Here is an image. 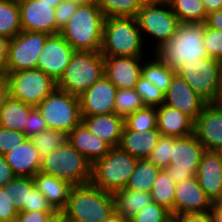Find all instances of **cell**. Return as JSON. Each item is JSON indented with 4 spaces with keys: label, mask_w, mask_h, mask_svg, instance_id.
<instances>
[{
    "label": "cell",
    "mask_w": 222,
    "mask_h": 222,
    "mask_svg": "<svg viewBox=\"0 0 222 222\" xmlns=\"http://www.w3.org/2000/svg\"><path fill=\"white\" fill-rule=\"evenodd\" d=\"M67 141L92 165L111 149L106 142L92 134L82 121L67 135Z\"/></svg>",
    "instance_id": "603a6c76"
},
{
    "label": "cell",
    "mask_w": 222,
    "mask_h": 222,
    "mask_svg": "<svg viewBox=\"0 0 222 222\" xmlns=\"http://www.w3.org/2000/svg\"><path fill=\"white\" fill-rule=\"evenodd\" d=\"M4 156L16 176L34 177L40 172L42 158L30 138Z\"/></svg>",
    "instance_id": "7402d4cb"
},
{
    "label": "cell",
    "mask_w": 222,
    "mask_h": 222,
    "mask_svg": "<svg viewBox=\"0 0 222 222\" xmlns=\"http://www.w3.org/2000/svg\"><path fill=\"white\" fill-rule=\"evenodd\" d=\"M18 211L13 205L12 198L4 187L0 186V222H14Z\"/></svg>",
    "instance_id": "7dc6e473"
},
{
    "label": "cell",
    "mask_w": 222,
    "mask_h": 222,
    "mask_svg": "<svg viewBox=\"0 0 222 222\" xmlns=\"http://www.w3.org/2000/svg\"><path fill=\"white\" fill-rule=\"evenodd\" d=\"M32 211H56L48 202V200L43 196V194L35 188L34 190H29L28 205L24 206L22 212H32Z\"/></svg>",
    "instance_id": "c3c4849f"
},
{
    "label": "cell",
    "mask_w": 222,
    "mask_h": 222,
    "mask_svg": "<svg viewBox=\"0 0 222 222\" xmlns=\"http://www.w3.org/2000/svg\"><path fill=\"white\" fill-rule=\"evenodd\" d=\"M151 55L150 58L148 57V60L145 58L142 64L141 75L165 94L176 74V70L163 63L154 53Z\"/></svg>",
    "instance_id": "f546056e"
},
{
    "label": "cell",
    "mask_w": 222,
    "mask_h": 222,
    "mask_svg": "<svg viewBox=\"0 0 222 222\" xmlns=\"http://www.w3.org/2000/svg\"><path fill=\"white\" fill-rule=\"evenodd\" d=\"M63 0H18L22 31L56 34V7Z\"/></svg>",
    "instance_id": "5bb4252c"
},
{
    "label": "cell",
    "mask_w": 222,
    "mask_h": 222,
    "mask_svg": "<svg viewBox=\"0 0 222 222\" xmlns=\"http://www.w3.org/2000/svg\"><path fill=\"white\" fill-rule=\"evenodd\" d=\"M214 104L222 109V83H221V86H220V89H219V93H218V96H217V99L215 100Z\"/></svg>",
    "instance_id": "94428289"
},
{
    "label": "cell",
    "mask_w": 222,
    "mask_h": 222,
    "mask_svg": "<svg viewBox=\"0 0 222 222\" xmlns=\"http://www.w3.org/2000/svg\"><path fill=\"white\" fill-rule=\"evenodd\" d=\"M9 38L0 35V75H7Z\"/></svg>",
    "instance_id": "f5cc1de1"
},
{
    "label": "cell",
    "mask_w": 222,
    "mask_h": 222,
    "mask_svg": "<svg viewBox=\"0 0 222 222\" xmlns=\"http://www.w3.org/2000/svg\"><path fill=\"white\" fill-rule=\"evenodd\" d=\"M208 13L222 9V0H201Z\"/></svg>",
    "instance_id": "6f0895ef"
},
{
    "label": "cell",
    "mask_w": 222,
    "mask_h": 222,
    "mask_svg": "<svg viewBox=\"0 0 222 222\" xmlns=\"http://www.w3.org/2000/svg\"><path fill=\"white\" fill-rule=\"evenodd\" d=\"M137 161L120 147L111 148L92 165L91 183L104 192L114 194L126 187Z\"/></svg>",
    "instance_id": "52a82bcc"
},
{
    "label": "cell",
    "mask_w": 222,
    "mask_h": 222,
    "mask_svg": "<svg viewBox=\"0 0 222 222\" xmlns=\"http://www.w3.org/2000/svg\"><path fill=\"white\" fill-rule=\"evenodd\" d=\"M10 97L37 107L57 88V83L40 69L7 72Z\"/></svg>",
    "instance_id": "8fae6325"
},
{
    "label": "cell",
    "mask_w": 222,
    "mask_h": 222,
    "mask_svg": "<svg viewBox=\"0 0 222 222\" xmlns=\"http://www.w3.org/2000/svg\"><path fill=\"white\" fill-rule=\"evenodd\" d=\"M62 221V211H55L50 214L45 222H61Z\"/></svg>",
    "instance_id": "91938a15"
},
{
    "label": "cell",
    "mask_w": 222,
    "mask_h": 222,
    "mask_svg": "<svg viewBox=\"0 0 222 222\" xmlns=\"http://www.w3.org/2000/svg\"><path fill=\"white\" fill-rule=\"evenodd\" d=\"M67 1L73 2L77 5H84V4L95 2V0H67Z\"/></svg>",
    "instance_id": "6125c7cd"
},
{
    "label": "cell",
    "mask_w": 222,
    "mask_h": 222,
    "mask_svg": "<svg viewBox=\"0 0 222 222\" xmlns=\"http://www.w3.org/2000/svg\"><path fill=\"white\" fill-rule=\"evenodd\" d=\"M16 175L12 168L6 162L5 156L0 154V186L4 187L12 181Z\"/></svg>",
    "instance_id": "816d5d0a"
},
{
    "label": "cell",
    "mask_w": 222,
    "mask_h": 222,
    "mask_svg": "<svg viewBox=\"0 0 222 222\" xmlns=\"http://www.w3.org/2000/svg\"><path fill=\"white\" fill-rule=\"evenodd\" d=\"M204 23H180L176 33L153 53L177 70L187 62L208 57L204 44Z\"/></svg>",
    "instance_id": "3957f363"
},
{
    "label": "cell",
    "mask_w": 222,
    "mask_h": 222,
    "mask_svg": "<svg viewBox=\"0 0 222 222\" xmlns=\"http://www.w3.org/2000/svg\"><path fill=\"white\" fill-rule=\"evenodd\" d=\"M55 211L18 212L14 222H45Z\"/></svg>",
    "instance_id": "681fc988"
},
{
    "label": "cell",
    "mask_w": 222,
    "mask_h": 222,
    "mask_svg": "<svg viewBox=\"0 0 222 222\" xmlns=\"http://www.w3.org/2000/svg\"><path fill=\"white\" fill-rule=\"evenodd\" d=\"M157 129L161 135L183 138L194 132V121L180 110L161 104L157 107Z\"/></svg>",
    "instance_id": "d4e9b609"
},
{
    "label": "cell",
    "mask_w": 222,
    "mask_h": 222,
    "mask_svg": "<svg viewBox=\"0 0 222 222\" xmlns=\"http://www.w3.org/2000/svg\"><path fill=\"white\" fill-rule=\"evenodd\" d=\"M30 139L37 148L40 157L44 158L67 142V134L61 130L47 129Z\"/></svg>",
    "instance_id": "8d00e7d4"
},
{
    "label": "cell",
    "mask_w": 222,
    "mask_h": 222,
    "mask_svg": "<svg viewBox=\"0 0 222 222\" xmlns=\"http://www.w3.org/2000/svg\"><path fill=\"white\" fill-rule=\"evenodd\" d=\"M104 75V56L100 52L75 51L57 88L76 97Z\"/></svg>",
    "instance_id": "8992f818"
},
{
    "label": "cell",
    "mask_w": 222,
    "mask_h": 222,
    "mask_svg": "<svg viewBox=\"0 0 222 222\" xmlns=\"http://www.w3.org/2000/svg\"><path fill=\"white\" fill-rule=\"evenodd\" d=\"M74 53L75 50L60 34L50 35L40 53L37 69L43 71L57 83Z\"/></svg>",
    "instance_id": "9a60e30c"
},
{
    "label": "cell",
    "mask_w": 222,
    "mask_h": 222,
    "mask_svg": "<svg viewBox=\"0 0 222 222\" xmlns=\"http://www.w3.org/2000/svg\"><path fill=\"white\" fill-rule=\"evenodd\" d=\"M145 1H167V0H145Z\"/></svg>",
    "instance_id": "03108f58"
},
{
    "label": "cell",
    "mask_w": 222,
    "mask_h": 222,
    "mask_svg": "<svg viewBox=\"0 0 222 222\" xmlns=\"http://www.w3.org/2000/svg\"><path fill=\"white\" fill-rule=\"evenodd\" d=\"M203 44L207 56L222 63V31L204 25Z\"/></svg>",
    "instance_id": "7bdbcfd3"
},
{
    "label": "cell",
    "mask_w": 222,
    "mask_h": 222,
    "mask_svg": "<svg viewBox=\"0 0 222 222\" xmlns=\"http://www.w3.org/2000/svg\"><path fill=\"white\" fill-rule=\"evenodd\" d=\"M115 211L126 220L132 218L140 210L152 202L150 193L122 189L113 194Z\"/></svg>",
    "instance_id": "83f0119b"
},
{
    "label": "cell",
    "mask_w": 222,
    "mask_h": 222,
    "mask_svg": "<svg viewBox=\"0 0 222 222\" xmlns=\"http://www.w3.org/2000/svg\"><path fill=\"white\" fill-rule=\"evenodd\" d=\"M193 134L207 151L222 147V109L214 103L207 104L194 121Z\"/></svg>",
    "instance_id": "d6986e66"
},
{
    "label": "cell",
    "mask_w": 222,
    "mask_h": 222,
    "mask_svg": "<svg viewBox=\"0 0 222 222\" xmlns=\"http://www.w3.org/2000/svg\"><path fill=\"white\" fill-rule=\"evenodd\" d=\"M78 5L63 0L57 7L55 11V20H56V34L60 33V30L67 24L69 19L76 13Z\"/></svg>",
    "instance_id": "f6af8a7d"
},
{
    "label": "cell",
    "mask_w": 222,
    "mask_h": 222,
    "mask_svg": "<svg viewBox=\"0 0 222 222\" xmlns=\"http://www.w3.org/2000/svg\"><path fill=\"white\" fill-rule=\"evenodd\" d=\"M50 35L37 31H21L9 40L7 72L36 69L38 59Z\"/></svg>",
    "instance_id": "4fadbf2b"
},
{
    "label": "cell",
    "mask_w": 222,
    "mask_h": 222,
    "mask_svg": "<svg viewBox=\"0 0 222 222\" xmlns=\"http://www.w3.org/2000/svg\"><path fill=\"white\" fill-rule=\"evenodd\" d=\"M209 212L212 216L213 222H222V201L213 202Z\"/></svg>",
    "instance_id": "9f6ffc18"
},
{
    "label": "cell",
    "mask_w": 222,
    "mask_h": 222,
    "mask_svg": "<svg viewBox=\"0 0 222 222\" xmlns=\"http://www.w3.org/2000/svg\"><path fill=\"white\" fill-rule=\"evenodd\" d=\"M217 152L220 154V157L222 159V147Z\"/></svg>",
    "instance_id": "e7e4bbea"
},
{
    "label": "cell",
    "mask_w": 222,
    "mask_h": 222,
    "mask_svg": "<svg viewBox=\"0 0 222 222\" xmlns=\"http://www.w3.org/2000/svg\"><path fill=\"white\" fill-rule=\"evenodd\" d=\"M35 188L33 177L20 176H16L4 186V190L12 198L13 205L18 212L22 211L25 205H28L29 190H34Z\"/></svg>",
    "instance_id": "d590c367"
},
{
    "label": "cell",
    "mask_w": 222,
    "mask_h": 222,
    "mask_svg": "<svg viewBox=\"0 0 222 222\" xmlns=\"http://www.w3.org/2000/svg\"><path fill=\"white\" fill-rule=\"evenodd\" d=\"M204 25L222 31V9L208 13Z\"/></svg>",
    "instance_id": "db71d44e"
},
{
    "label": "cell",
    "mask_w": 222,
    "mask_h": 222,
    "mask_svg": "<svg viewBox=\"0 0 222 222\" xmlns=\"http://www.w3.org/2000/svg\"><path fill=\"white\" fill-rule=\"evenodd\" d=\"M160 170L148 159H138L125 189L150 193Z\"/></svg>",
    "instance_id": "4dcf8cb0"
},
{
    "label": "cell",
    "mask_w": 222,
    "mask_h": 222,
    "mask_svg": "<svg viewBox=\"0 0 222 222\" xmlns=\"http://www.w3.org/2000/svg\"><path fill=\"white\" fill-rule=\"evenodd\" d=\"M145 0H95L105 17H135Z\"/></svg>",
    "instance_id": "e575fe53"
},
{
    "label": "cell",
    "mask_w": 222,
    "mask_h": 222,
    "mask_svg": "<svg viewBox=\"0 0 222 222\" xmlns=\"http://www.w3.org/2000/svg\"><path fill=\"white\" fill-rule=\"evenodd\" d=\"M172 220L170 211L152 201L130 218L128 222H171Z\"/></svg>",
    "instance_id": "60d3db41"
},
{
    "label": "cell",
    "mask_w": 222,
    "mask_h": 222,
    "mask_svg": "<svg viewBox=\"0 0 222 222\" xmlns=\"http://www.w3.org/2000/svg\"><path fill=\"white\" fill-rule=\"evenodd\" d=\"M147 57L104 56V75L117 89H135Z\"/></svg>",
    "instance_id": "e0dca14e"
},
{
    "label": "cell",
    "mask_w": 222,
    "mask_h": 222,
    "mask_svg": "<svg viewBox=\"0 0 222 222\" xmlns=\"http://www.w3.org/2000/svg\"><path fill=\"white\" fill-rule=\"evenodd\" d=\"M89 131L106 142L111 148L119 147L124 128V118L115 113L81 116Z\"/></svg>",
    "instance_id": "cb8c5ba5"
},
{
    "label": "cell",
    "mask_w": 222,
    "mask_h": 222,
    "mask_svg": "<svg viewBox=\"0 0 222 222\" xmlns=\"http://www.w3.org/2000/svg\"><path fill=\"white\" fill-rule=\"evenodd\" d=\"M160 137L161 133L157 128L137 132L124 126L119 147L137 159H147Z\"/></svg>",
    "instance_id": "484cf974"
},
{
    "label": "cell",
    "mask_w": 222,
    "mask_h": 222,
    "mask_svg": "<svg viewBox=\"0 0 222 222\" xmlns=\"http://www.w3.org/2000/svg\"><path fill=\"white\" fill-rule=\"evenodd\" d=\"M10 97L9 83L6 75H0V111Z\"/></svg>",
    "instance_id": "11a10c76"
},
{
    "label": "cell",
    "mask_w": 222,
    "mask_h": 222,
    "mask_svg": "<svg viewBox=\"0 0 222 222\" xmlns=\"http://www.w3.org/2000/svg\"><path fill=\"white\" fill-rule=\"evenodd\" d=\"M124 126L128 130L145 132L157 128V108L144 107L124 119Z\"/></svg>",
    "instance_id": "f35d334b"
},
{
    "label": "cell",
    "mask_w": 222,
    "mask_h": 222,
    "mask_svg": "<svg viewBox=\"0 0 222 222\" xmlns=\"http://www.w3.org/2000/svg\"><path fill=\"white\" fill-rule=\"evenodd\" d=\"M144 45L136 17L105 18L100 50L103 56L150 57L152 53Z\"/></svg>",
    "instance_id": "7a4b0ae2"
},
{
    "label": "cell",
    "mask_w": 222,
    "mask_h": 222,
    "mask_svg": "<svg viewBox=\"0 0 222 222\" xmlns=\"http://www.w3.org/2000/svg\"><path fill=\"white\" fill-rule=\"evenodd\" d=\"M105 18L95 2L78 5L59 34L75 51L100 52Z\"/></svg>",
    "instance_id": "6da1fadb"
},
{
    "label": "cell",
    "mask_w": 222,
    "mask_h": 222,
    "mask_svg": "<svg viewBox=\"0 0 222 222\" xmlns=\"http://www.w3.org/2000/svg\"><path fill=\"white\" fill-rule=\"evenodd\" d=\"M61 222H75L74 220H71L70 218L66 217L64 215V212L62 211V221Z\"/></svg>",
    "instance_id": "be15d7a7"
},
{
    "label": "cell",
    "mask_w": 222,
    "mask_h": 222,
    "mask_svg": "<svg viewBox=\"0 0 222 222\" xmlns=\"http://www.w3.org/2000/svg\"><path fill=\"white\" fill-rule=\"evenodd\" d=\"M22 31L17 0H0V35L14 38Z\"/></svg>",
    "instance_id": "836d02e7"
},
{
    "label": "cell",
    "mask_w": 222,
    "mask_h": 222,
    "mask_svg": "<svg viewBox=\"0 0 222 222\" xmlns=\"http://www.w3.org/2000/svg\"><path fill=\"white\" fill-rule=\"evenodd\" d=\"M163 104L180 110L195 121L208 103L183 78L175 74L164 94Z\"/></svg>",
    "instance_id": "ac0fdd59"
},
{
    "label": "cell",
    "mask_w": 222,
    "mask_h": 222,
    "mask_svg": "<svg viewBox=\"0 0 222 222\" xmlns=\"http://www.w3.org/2000/svg\"><path fill=\"white\" fill-rule=\"evenodd\" d=\"M64 215L75 222H102L115 212L114 196L91 182L73 186Z\"/></svg>",
    "instance_id": "277c9868"
},
{
    "label": "cell",
    "mask_w": 222,
    "mask_h": 222,
    "mask_svg": "<svg viewBox=\"0 0 222 222\" xmlns=\"http://www.w3.org/2000/svg\"><path fill=\"white\" fill-rule=\"evenodd\" d=\"M172 147L173 137L161 135L157 145L147 159L158 168L165 169L170 165Z\"/></svg>",
    "instance_id": "b9f144b4"
},
{
    "label": "cell",
    "mask_w": 222,
    "mask_h": 222,
    "mask_svg": "<svg viewBox=\"0 0 222 222\" xmlns=\"http://www.w3.org/2000/svg\"><path fill=\"white\" fill-rule=\"evenodd\" d=\"M115 85L103 75L96 83L79 96L81 116L115 113Z\"/></svg>",
    "instance_id": "2e32d148"
},
{
    "label": "cell",
    "mask_w": 222,
    "mask_h": 222,
    "mask_svg": "<svg viewBox=\"0 0 222 222\" xmlns=\"http://www.w3.org/2000/svg\"><path fill=\"white\" fill-rule=\"evenodd\" d=\"M40 172L76 186L91 182L92 164L67 141L42 158Z\"/></svg>",
    "instance_id": "ba28073f"
},
{
    "label": "cell",
    "mask_w": 222,
    "mask_h": 222,
    "mask_svg": "<svg viewBox=\"0 0 222 222\" xmlns=\"http://www.w3.org/2000/svg\"><path fill=\"white\" fill-rule=\"evenodd\" d=\"M33 180L35 187L43 194L56 211H62L65 208L70 190L73 187L72 184L61 178L46 175L41 172H38L33 177Z\"/></svg>",
    "instance_id": "4316f807"
},
{
    "label": "cell",
    "mask_w": 222,
    "mask_h": 222,
    "mask_svg": "<svg viewBox=\"0 0 222 222\" xmlns=\"http://www.w3.org/2000/svg\"><path fill=\"white\" fill-rule=\"evenodd\" d=\"M205 151L194 134L183 138L173 137L170 165L165 168L170 179L177 184L195 177Z\"/></svg>",
    "instance_id": "7c38bea8"
},
{
    "label": "cell",
    "mask_w": 222,
    "mask_h": 222,
    "mask_svg": "<svg viewBox=\"0 0 222 222\" xmlns=\"http://www.w3.org/2000/svg\"><path fill=\"white\" fill-rule=\"evenodd\" d=\"M145 106L135 89H118L115 97V114L126 118Z\"/></svg>",
    "instance_id": "74e56055"
},
{
    "label": "cell",
    "mask_w": 222,
    "mask_h": 222,
    "mask_svg": "<svg viewBox=\"0 0 222 222\" xmlns=\"http://www.w3.org/2000/svg\"><path fill=\"white\" fill-rule=\"evenodd\" d=\"M212 202L222 201V159L217 151H205L195 175Z\"/></svg>",
    "instance_id": "44dd1931"
},
{
    "label": "cell",
    "mask_w": 222,
    "mask_h": 222,
    "mask_svg": "<svg viewBox=\"0 0 222 222\" xmlns=\"http://www.w3.org/2000/svg\"><path fill=\"white\" fill-rule=\"evenodd\" d=\"M213 202L198 184L196 177L176 184L174 218L184 213L209 212Z\"/></svg>",
    "instance_id": "ffe728a7"
},
{
    "label": "cell",
    "mask_w": 222,
    "mask_h": 222,
    "mask_svg": "<svg viewBox=\"0 0 222 222\" xmlns=\"http://www.w3.org/2000/svg\"><path fill=\"white\" fill-rule=\"evenodd\" d=\"M33 106L9 97L0 111V127L23 132Z\"/></svg>",
    "instance_id": "f1b7e54d"
},
{
    "label": "cell",
    "mask_w": 222,
    "mask_h": 222,
    "mask_svg": "<svg viewBox=\"0 0 222 222\" xmlns=\"http://www.w3.org/2000/svg\"><path fill=\"white\" fill-rule=\"evenodd\" d=\"M135 17L143 41L146 40L144 41L146 48L148 45L146 42L151 37L149 40L151 43L148 45L154 47L151 53L168 41L176 33L180 24L167 1H145Z\"/></svg>",
    "instance_id": "5b68a950"
},
{
    "label": "cell",
    "mask_w": 222,
    "mask_h": 222,
    "mask_svg": "<svg viewBox=\"0 0 222 222\" xmlns=\"http://www.w3.org/2000/svg\"><path fill=\"white\" fill-rule=\"evenodd\" d=\"M102 222H128V220H126L124 217H122L119 213L115 211Z\"/></svg>",
    "instance_id": "680465c9"
},
{
    "label": "cell",
    "mask_w": 222,
    "mask_h": 222,
    "mask_svg": "<svg viewBox=\"0 0 222 222\" xmlns=\"http://www.w3.org/2000/svg\"><path fill=\"white\" fill-rule=\"evenodd\" d=\"M27 138L23 132L0 127V154L5 155L17 145H21Z\"/></svg>",
    "instance_id": "ee69618b"
},
{
    "label": "cell",
    "mask_w": 222,
    "mask_h": 222,
    "mask_svg": "<svg viewBox=\"0 0 222 222\" xmlns=\"http://www.w3.org/2000/svg\"><path fill=\"white\" fill-rule=\"evenodd\" d=\"M47 126L45 120L41 114V112L34 107L27 118V124H25V129L23 133L31 138L32 136L39 134L40 132L47 130Z\"/></svg>",
    "instance_id": "bcb514c9"
},
{
    "label": "cell",
    "mask_w": 222,
    "mask_h": 222,
    "mask_svg": "<svg viewBox=\"0 0 222 222\" xmlns=\"http://www.w3.org/2000/svg\"><path fill=\"white\" fill-rule=\"evenodd\" d=\"M181 78L208 104L217 99L222 83V63L211 57L187 62L176 70Z\"/></svg>",
    "instance_id": "30bf717a"
},
{
    "label": "cell",
    "mask_w": 222,
    "mask_h": 222,
    "mask_svg": "<svg viewBox=\"0 0 222 222\" xmlns=\"http://www.w3.org/2000/svg\"><path fill=\"white\" fill-rule=\"evenodd\" d=\"M135 91L140 95L145 107H159L164 103V93L142 75L138 79Z\"/></svg>",
    "instance_id": "ab89813d"
},
{
    "label": "cell",
    "mask_w": 222,
    "mask_h": 222,
    "mask_svg": "<svg viewBox=\"0 0 222 222\" xmlns=\"http://www.w3.org/2000/svg\"><path fill=\"white\" fill-rule=\"evenodd\" d=\"M180 23H204L207 12L201 0H168Z\"/></svg>",
    "instance_id": "d6a6232c"
},
{
    "label": "cell",
    "mask_w": 222,
    "mask_h": 222,
    "mask_svg": "<svg viewBox=\"0 0 222 222\" xmlns=\"http://www.w3.org/2000/svg\"><path fill=\"white\" fill-rule=\"evenodd\" d=\"M48 129L61 130L67 135L81 121L79 97L56 88L38 106Z\"/></svg>",
    "instance_id": "9c48e42d"
},
{
    "label": "cell",
    "mask_w": 222,
    "mask_h": 222,
    "mask_svg": "<svg viewBox=\"0 0 222 222\" xmlns=\"http://www.w3.org/2000/svg\"><path fill=\"white\" fill-rule=\"evenodd\" d=\"M175 187L166 170L161 169L150 191L152 201L170 211L173 219Z\"/></svg>",
    "instance_id": "1f68e13d"
},
{
    "label": "cell",
    "mask_w": 222,
    "mask_h": 222,
    "mask_svg": "<svg viewBox=\"0 0 222 222\" xmlns=\"http://www.w3.org/2000/svg\"><path fill=\"white\" fill-rule=\"evenodd\" d=\"M175 222H213L210 212L184 213L174 218Z\"/></svg>",
    "instance_id": "f907efd6"
}]
</instances>
